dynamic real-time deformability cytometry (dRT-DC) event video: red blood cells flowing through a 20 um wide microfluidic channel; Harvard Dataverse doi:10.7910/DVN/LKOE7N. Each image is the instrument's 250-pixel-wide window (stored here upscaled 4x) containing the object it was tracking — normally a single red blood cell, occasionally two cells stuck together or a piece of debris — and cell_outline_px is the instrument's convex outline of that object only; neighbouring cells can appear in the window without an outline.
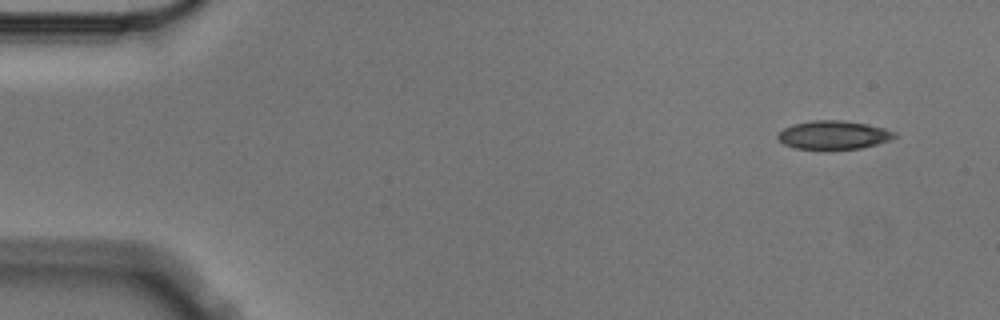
{"species": "Egyptian fruit bat (a non-hibernating species)", "species_latin": "Rousettus aegyptiacus", "temperature_condition": "cold", "stored_images_in_passage": 5, "camera_frame_rate_fps": 3000, "um_per_image_px": 0.085, "animal": {"sex": "male"}, "frame": {"image": 1, "passage_image": 1, "time_ms": 0.0, "image_size_px": [1000, 320], "cell_outline_px": [[900, 136], [876, 144], [860, 148], [828, 152], [796, 148], [784, 144], [776, 136], [784, 128], [792, 124], [812, 120], [840, 120], [864, 124], [884, 128], [896, 132]], "centroid_in_image_um": [70.84, 11.51], "position_along_channel_um": 14.2, "area_um2": 19.94}}
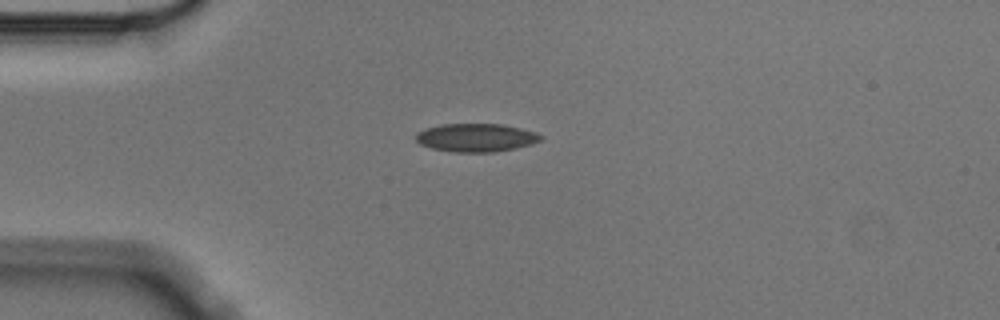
{"frame": {"image": 2, "passage_image": 4, "time_ms": 1.0, "image_size_px": [1000, 320], "cell_outline_px": [[544, 140], [532, 144], [516, 148], [492, 152], [452, 152], [432, 148], [420, 144], [416, 140], [416, 132], [424, 128], [440, 124], [500, 124], [520, 128], [536, 132], [544, 136]], "centroid_in_image_um": [40.48, 11.7], "position_along_channel_um": 44.5, "area_um2": 20.75}}